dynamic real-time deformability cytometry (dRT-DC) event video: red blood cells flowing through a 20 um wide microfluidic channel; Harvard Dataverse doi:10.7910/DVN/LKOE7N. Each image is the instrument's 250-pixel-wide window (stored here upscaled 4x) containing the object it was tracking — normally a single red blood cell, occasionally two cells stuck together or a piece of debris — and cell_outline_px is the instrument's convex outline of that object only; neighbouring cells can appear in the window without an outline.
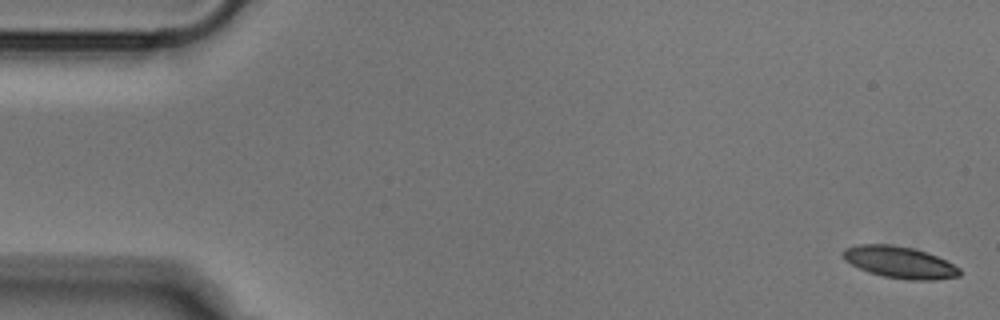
{"species": "Egyptian fruit bat (a non-hibernating species)", "species_latin": "Rousettus aegyptiacus", "temperature_condition": "cold", "stored_images_in_passage": 52, "camera_frame_rate_fps": 3000, "um_per_image_px": 0.085, "animal": {"sex": "male"}, "frame": {"image": 1, "passage_image": 1, "time_ms": 0.0, "image_size_px": [1000, 320], "cell_outline_px": [[960, 276], [936, 280], [908, 280], [884, 276], [868, 272], [844, 260], [840, 252], [844, 248], [856, 244], [892, 244], [912, 248], [928, 252], [960, 268]], "centroid_in_image_um": [76.44, 22.28], "position_along_channel_um": 8.6, "area_um2": 21.68}}
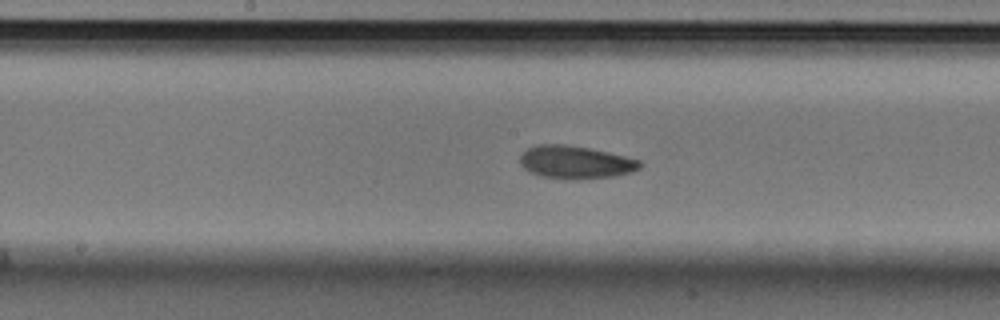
{"frame": {"image": 2, "passage_image": 26, "time_ms": 8.333, "image_size_px": [1000, 320], "cell_outline_px": [[640, 168], [632, 172], [612, 176], [572, 180], [540, 176], [528, 172], [520, 164], [520, 156], [528, 148], [536, 144], [564, 144], [588, 148], [608, 152], [640, 160]], "centroid_in_image_um": [48.87, 13.79], "position_along_channel_um": 199.3, "area_um2": 22.95}}
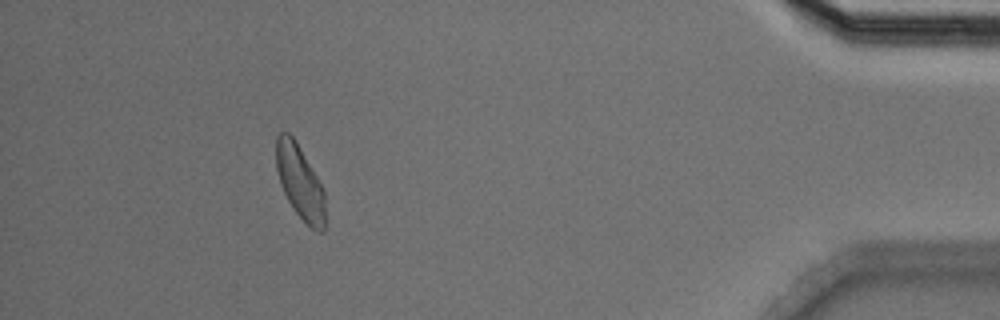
{"frame": {"image": 3, "passage_image": 47, "time_ms": 15.333, "image_size_px": [1000, 320], "cell_outline_px": [[324, 232], [316, 232], [296, 212], [288, 200], [280, 184], [276, 168], [276, 136], [280, 132], [288, 132], [292, 136], [316, 176], [324, 192]], "centroid_in_image_um": [25.47, 15.48], "position_along_channel_um": 409.7, "area_um2": 20.52}}